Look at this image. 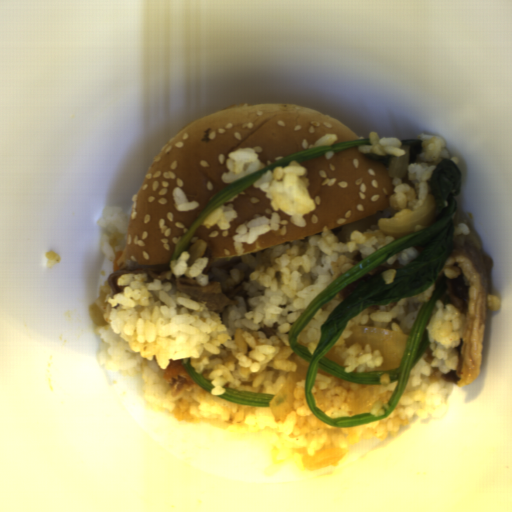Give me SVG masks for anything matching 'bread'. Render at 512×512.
Returning <instances> with one entry per match:
<instances>
[{
  "label": "bread",
  "instance_id": "obj_2",
  "mask_svg": "<svg viewBox=\"0 0 512 512\" xmlns=\"http://www.w3.org/2000/svg\"><path fill=\"white\" fill-rule=\"evenodd\" d=\"M358 148L330 151L297 162L307 169L308 194L315 204L312 212L302 215L305 227L295 226L291 223L292 216L277 209L278 230L258 236L251 244H240L242 255H237L233 242L239 224L258 217L270 219L275 210L271 198L253 184L221 204L237 213L229 222L230 228L198 225L183 249L189 253L187 265L191 266L198 258L208 259L206 268L243 259L246 254L253 258L274 247L321 234L323 227L332 233L347 223L381 211L395 190V177L388 174L393 154L359 152Z\"/></svg>",
  "mask_w": 512,
  "mask_h": 512
},
{
  "label": "bread",
  "instance_id": "obj_1",
  "mask_svg": "<svg viewBox=\"0 0 512 512\" xmlns=\"http://www.w3.org/2000/svg\"><path fill=\"white\" fill-rule=\"evenodd\" d=\"M328 134L337 135L330 146L361 139L323 110L289 102L228 107L184 125L151 162L126 213L114 271L170 265L178 244L213 197L232 183L221 179L230 151L253 148L264 168L315 148ZM176 187L199 208L176 209L171 194Z\"/></svg>",
  "mask_w": 512,
  "mask_h": 512
}]
</instances>
